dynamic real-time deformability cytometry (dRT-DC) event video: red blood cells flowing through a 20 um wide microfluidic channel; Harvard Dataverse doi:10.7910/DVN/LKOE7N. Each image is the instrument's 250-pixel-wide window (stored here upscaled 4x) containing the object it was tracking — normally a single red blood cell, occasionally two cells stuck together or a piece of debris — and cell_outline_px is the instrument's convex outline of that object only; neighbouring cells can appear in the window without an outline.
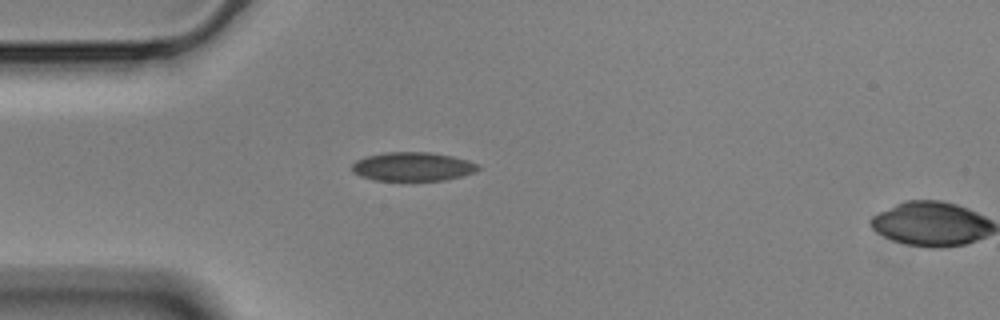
{"species": "Egyptian fruit bat (a non-hibernating species)", "species_latin": "Rousettus aegyptiacus", "temperature_condition": "cold", "stored_images_in_passage": 2, "camera_frame_rate_fps": 3000, "um_per_image_px": 0.085, "animal": {"sex": "male"}, "frame": {"image": 1, "passage_image": 1, "time_ms": 0.0, "image_size_px": [1000, 320], "cell_outline_px": [[480, 168], [476, 172], [444, 180], [412, 184], [376, 180], [360, 176], [352, 172], [352, 164], [356, 160], [364, 156], [384, 152], [428, 152], [452, 156], [468, 160], [480, 164]], "centroid_in_image_um": [35.07, 14.21], "position_along_channel_um": 49.9, "area_um2": 22.25}}